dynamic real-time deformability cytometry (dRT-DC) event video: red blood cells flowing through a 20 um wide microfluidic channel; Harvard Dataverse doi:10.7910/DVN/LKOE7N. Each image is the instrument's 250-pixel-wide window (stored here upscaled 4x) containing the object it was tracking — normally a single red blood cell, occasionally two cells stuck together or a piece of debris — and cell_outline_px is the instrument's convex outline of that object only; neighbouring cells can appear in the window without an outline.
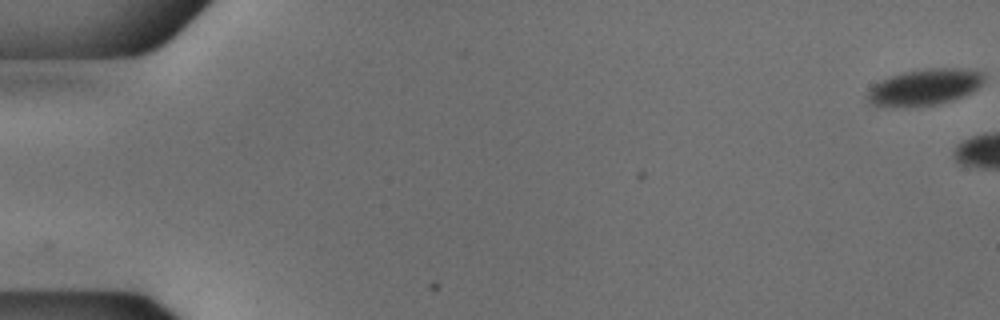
{"species": "common noctule bat (a hibernating species)", "species_latin": "Nyctalus noctula", "temperature_condition": "cold", "stored_images_in_passage": 5, "camera_frame_rate_fps": 3000, "um_per_image_px": 0.085, "animal": {"sex": "male", "body_mass_g": 18.8}, "frame": {"image": 1, "passage_image": 1, "time_ms": 0.0, "image_size_px": [1000, 320], "cell_outline_px": [[984, 80], [976, 88], [952, 100], [936, 104], [872, 104], [868, 100], [868, 92], [880, 80], [904, 72], [928, 68], [960, 68], [984, 72]], "centroid_in_image_um": [78.66, 7.34], "position_along_channel_um": 6.3, "area_um2": 23.35}}